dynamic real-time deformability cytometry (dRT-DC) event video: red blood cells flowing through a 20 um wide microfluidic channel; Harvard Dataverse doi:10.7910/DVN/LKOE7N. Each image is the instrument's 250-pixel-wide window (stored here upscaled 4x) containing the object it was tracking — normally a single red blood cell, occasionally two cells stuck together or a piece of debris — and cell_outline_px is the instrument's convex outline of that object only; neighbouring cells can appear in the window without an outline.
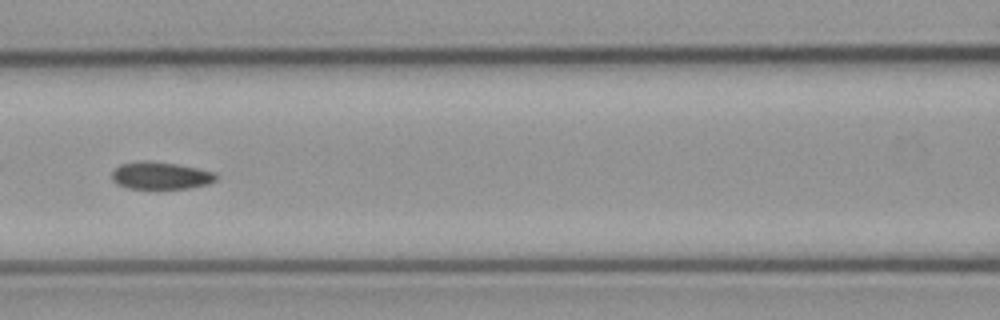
{"species": "common noctule bat (a hibernating species)", "species_latin": "Nyctalus noctula", "temperature_condition": "cold", "stored_images_in_passage": 56, "camera_frame_rate_fps": 3000, "um_per_image_px": 0.085, "animal": {"sex": "male", "body_mass_g": 23.1, "forearm_length_mm": 52.7}, "frame": {"image": 1, "passage_image": 25, "time_ms": 8.0, "image_size_px": [1000, 320], "cell_outline_px": [[216, 180], [208, 184], [188, 188], [128, 188], [116, 184], [112, 180], [112, 172], [120, 164], [176, 164], [216, 172]], "centroid_in_image_um": [13.7, 14.98], "position_along_channel_um": 152.9, "area_um2": 15.66}}
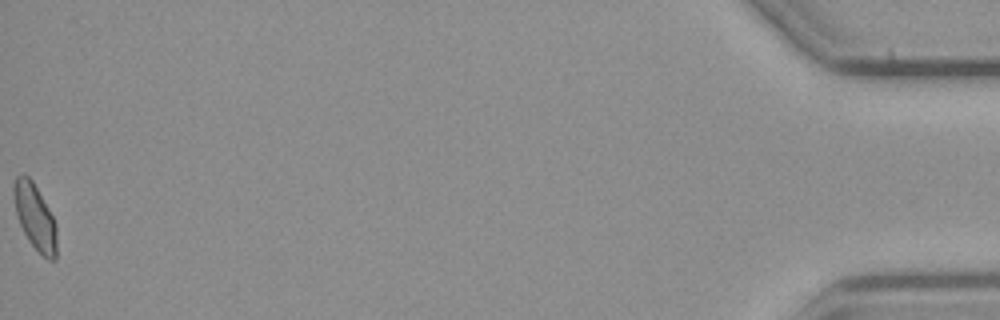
{"frame": {"image": 2, "passage_image": 56, "time_ms": 18.333, "image_size_px": [1000, 320], "cell_outline_px": [[56, 260], [48, 260], [28, 240], [20, 224], [16, 212], [12, 192], [12, 184], [16, 176], [20, 172], [24, 172], [32, 180], [48, 208], [56, 224]], "centroid_in_image_um": [2.94, 18.37], "position_along_channel_um": 432.3, "area_um2": 16.42}, "authors_computed_cell_mechanics": {"area_um2": 16.7042, "velocity_mm_per_s": 3.7482, "shape_relaxation_time_tau1_ms": null, "shape_relaxation_time_tau2_ms": 3.6352, "deformation_change_tau1": null, "deformation_change_tau2": 0.0729}}